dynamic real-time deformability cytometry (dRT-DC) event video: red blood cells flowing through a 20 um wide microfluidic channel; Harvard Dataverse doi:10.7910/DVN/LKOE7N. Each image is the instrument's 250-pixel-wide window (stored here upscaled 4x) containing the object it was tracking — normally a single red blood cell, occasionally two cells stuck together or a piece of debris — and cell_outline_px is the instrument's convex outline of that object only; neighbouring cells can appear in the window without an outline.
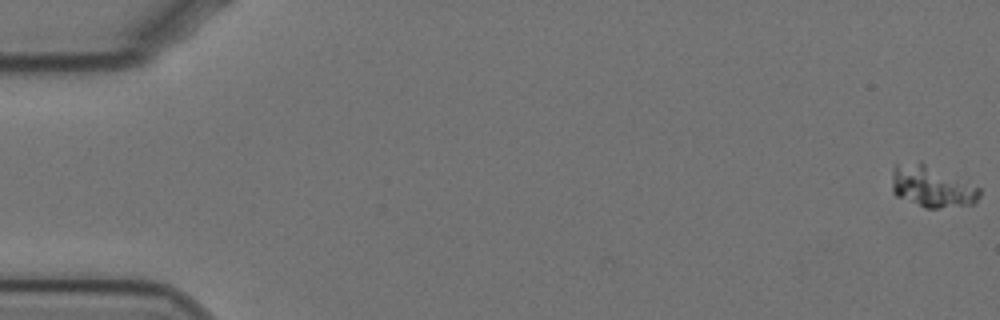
{"species": "Egyptian fruit bat (a non-hibernating species)", "species_latin": "Rousettus aegyptiacus", "temperature_condition": "cold", "stored_images_in_passage": 7, "camera_frame_rate_fps": 3000, "um_per_image_px": 0.085, "animal": {"sex": "female"}, "frame": {"image": 1, "passage_image": 1, "time_ms": 0.0, "image_size_px": [1000, 320], "cell_outline_px": [[980, 196], [972, 204], [940, 208], [924, 208], [896, 196], [892, 192], [892, 172], [896, 164], [920, 160], [980, 188]], "centroid_in_image_um": [79.16, 15.84], "position_along_channel_um": 5.8, "area_um2": 21.33}}